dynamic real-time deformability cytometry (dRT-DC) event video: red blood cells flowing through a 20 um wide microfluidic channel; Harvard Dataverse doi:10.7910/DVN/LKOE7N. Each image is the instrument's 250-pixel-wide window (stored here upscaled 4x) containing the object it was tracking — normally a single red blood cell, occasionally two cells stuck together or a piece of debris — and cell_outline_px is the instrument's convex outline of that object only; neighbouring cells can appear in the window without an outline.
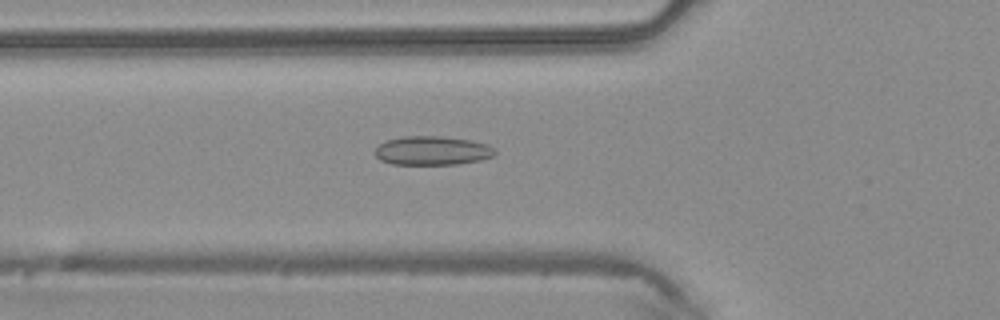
{"species": "common noctule bat (a hibernating species)", "species_latin": "Nyctalus noctula", "temperature_condition": "warm", "stored_images_in_passage": 39, "camera_frame_rate_fps": 3000, "um_per_image_px": 0.085, "animal": {"sex": "male", "body_mass_g": 20.4}, "frame": {"image": 1, "passage_image": 8, "time_ms": 2.333, "image_size_px": [1000, 320], "cell_outline_px": [[496, 152], [492, 156], [480, 160], [456, 164], [392, 164], [380, 160], [376, 156], [376, 148], [384, 140], [404, 136], [440, 136], [472, 140], [488, 144]], "centroid_in_image_um": [36.73, 12.79], "position_along_channel_um": 89.1, "area_um2": 20.17}}
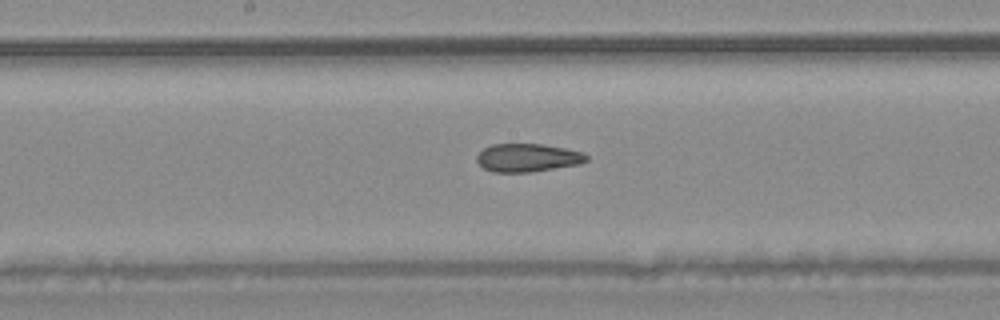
{"frame": {"image": 2, "passage_image": 16, "time_ms": 5.0, "image_size_px": [1000, 320], "cell_outline_px": [[588, 160], [580, 164], [532, 172], [492, 172], [484, 168], [476, 160], [476, 156], [484, 148], [492, 144], [540, 144], [564, 148], [584, 152], [588, 156]], "centroid_in_image_um": [44.86, 13.41], "position_along_channel_um": 203.3, "area_um2": 18.03}}
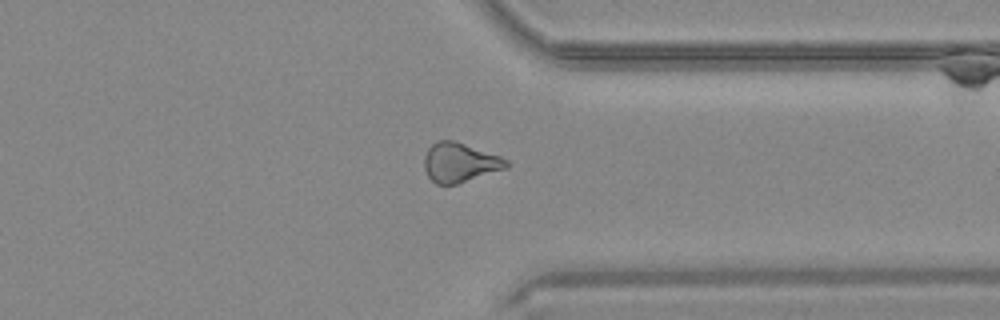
{"frame": {"image": 3, "passage_image": 28, "time_ms": 9.0, "image_size_px": [1000, 320], "cell_outline_px": [[508, 168], [456, 184], [436, 184], [428, 176], [424, 168], [424, 156], [428, 148], [436, 140], [452, 140], [500, 156], [508, 160]], "centroid_in_image_um": [39.07, 13.81], "position_along_channel_um": 372.3, "area_um2": 18.73}, "authors_computed_cell_mechanics": {"area_um2": 18.8428, "velocity_mm_per_s": 4.2699, "shape_relaxation_time_tau1_ms": null, "shape_relaxation_time_tau2_ms": 3.2041, "deformation_change_tau1": null, "deformation_change_tau2": 0.1048}}